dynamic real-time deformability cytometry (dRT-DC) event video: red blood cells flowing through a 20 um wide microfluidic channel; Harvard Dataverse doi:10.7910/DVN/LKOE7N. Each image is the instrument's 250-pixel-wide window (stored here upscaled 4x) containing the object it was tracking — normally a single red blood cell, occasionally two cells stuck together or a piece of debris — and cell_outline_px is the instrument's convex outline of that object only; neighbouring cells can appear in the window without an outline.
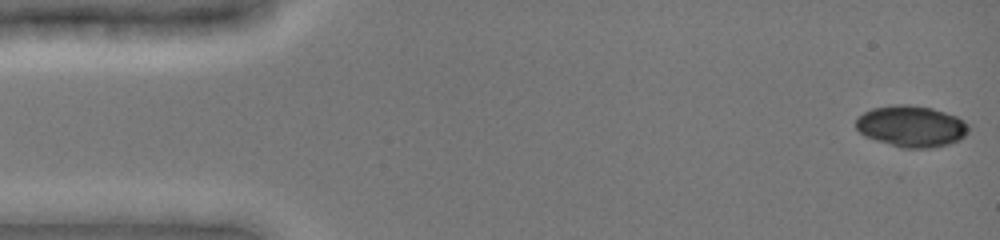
{"species": "common noctule bat (a hibernating species)", "species_latin": "Nyctalus noctula", "temperature_condition": "cold", "stored_images_in_passage": 48, "camera_frame_rate_fps": 3000, "um_per_image_px": 0.085, "animal": {"sex": "female", "body_mass_g": 19.0, "forearm_length_mm": 51.5}, "frame": {"image": 1, "passage_image": 1, "time_ms": 0.0, "image_size_px": [1000, 240], "cell_outline_px": [[968, 132], [960, 140], [948, 144], [932, 148], [904, 148], [876, 140], [864, 136], [856, 128], [856, 116], [872, 108], [892, 104], [908, 104], [932, 108], [956, 116], [964, 120], [968, 124]], "centroid_in_image_um": [77.45, 10.72], "position_along_channel_um": 7.5, "area_um2": 27.28}}
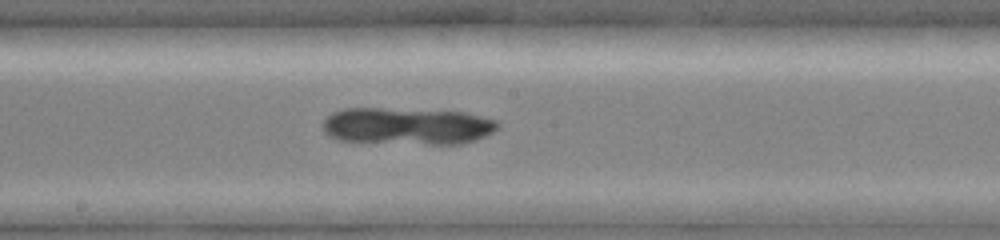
{"frame": {"image": 2, "passage_image": 26, "time_ms": 8.333, "image_size_px": [1000, 240], "cell_outline_px": [[500, 128], [476, 140], [460, 144], [428, 144], [340, 140], [328, 136], [324, 132], [320, 124], [332, 112], [344, 108], [380, 108], [464, 112], [496, 120], [500, 124]], "centroid_in_image_um": [34.6, 10.71], "position_along_channel_um": 213.6, "area_um2": 37.8}}
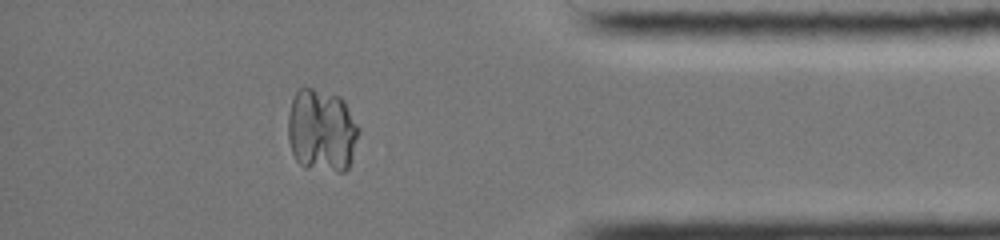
{"frame": {"image": 3, "passage_image": 42, "time_ms": 13.667, "image_size_px": [1000, 240], "cell_outline_px": [[360, 132], [352, 160], [348, 168], [344, 172], [336, 172], [304, 168], [296, 160], [292, 152], [288, 140], [288, 112], [292, 100], [296, 92], [300, 88], [312, 88], [340, 96], [344, 100], [360, 128]], "centroid_in_image_um": [27.36, 11.12], "position_along_channel_um": 407.8, "area_um2": 34.85}}